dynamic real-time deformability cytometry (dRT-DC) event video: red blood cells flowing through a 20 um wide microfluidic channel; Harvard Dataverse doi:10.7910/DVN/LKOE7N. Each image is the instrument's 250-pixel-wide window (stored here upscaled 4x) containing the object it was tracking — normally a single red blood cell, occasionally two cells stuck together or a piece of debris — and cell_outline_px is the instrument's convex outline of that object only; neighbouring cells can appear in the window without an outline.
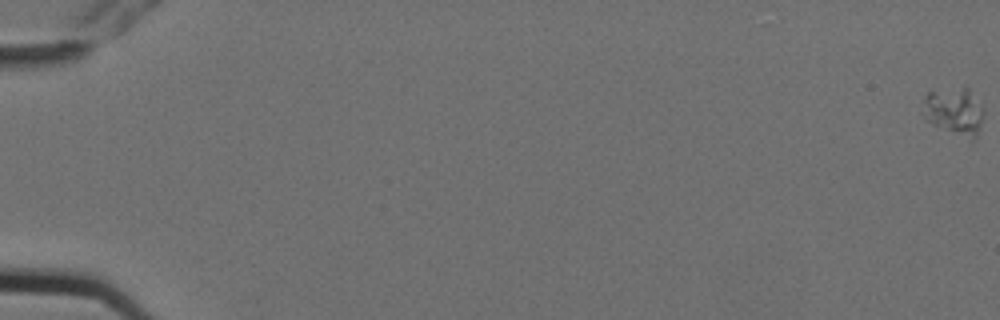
{"species": "Egyptian fruit bat (a non-hibernating species)", "species_latin": "Rousettus aegyptiacus", "temperature_condition": "cold", "stored_images_in_passage": 12, "camera_frame_rate_fps": 3000, "um_per_image_px": 0.085, "animal": {"sex": "female"}, "frame": {"image": 1, "passage_image": 1, "time_ms": 0.0, "image_size_px": [1000, 320], "cell_outline_px": [[984, 112], [976, 140], [972, 140], [932, 124], [924, 120], [924, 96], [928, 92], [964, 84], [968, 88]], "centroid_in_image_um": [81.1, 9.43], "position_along_channel_um": 3.9, "area_um2": 16.88}}
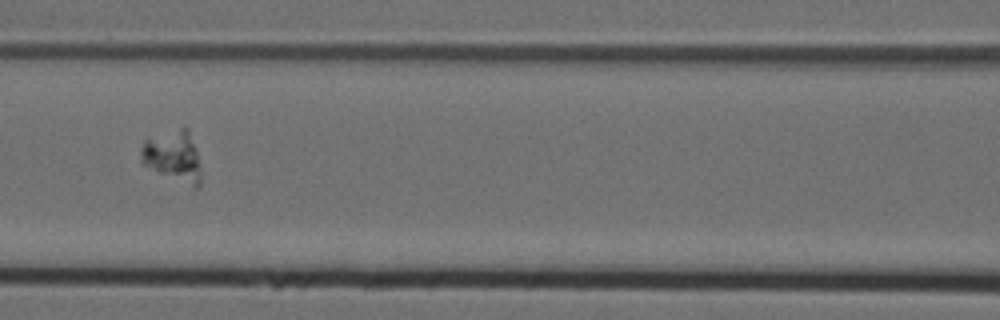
{"frame": {"image": 2, "passage_image": 8, "time_ms": 2.333, "image_size_px": [1000, 320], "cell_outline_px": [[200, 188], [196, 188], [160, 172], [144, 164], [140, 160], [140, 148], [144, 140], [180, 128], [188, 128], [196, 148], [200, 168]], "centroid_in_image_um": [14.73, 13.27], "position_along_channel_um": 151.9, "area_um2": 17.4}}
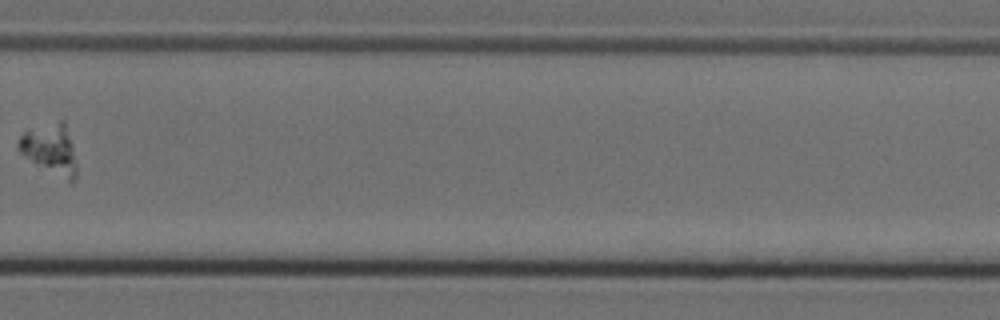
{"frame": {"image": 3, "passage_image": 12, "time_ms": 3.667, "image_size_px": [1000, 320], "cell_outline_px": [[76, 176], [72, 184], [68, 184], [36, 164], [20, 152], [20, 136], [28, 128], [60, 120], [64, 120], [72, 148], [76, 164]], "centroid_in_image_um": [4.3, 12.72], "position_along_channel_um": 325.5, "area_um2": 16.99}}